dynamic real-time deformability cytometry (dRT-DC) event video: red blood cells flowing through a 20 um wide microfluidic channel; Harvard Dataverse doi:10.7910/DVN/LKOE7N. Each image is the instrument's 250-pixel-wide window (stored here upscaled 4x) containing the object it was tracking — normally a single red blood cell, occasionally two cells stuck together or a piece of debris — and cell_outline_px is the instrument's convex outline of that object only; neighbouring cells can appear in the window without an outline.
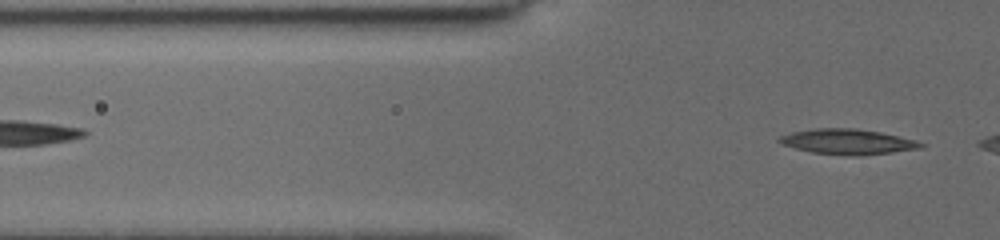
{"species": "common noctule bat (a hibernating species)", "species_latin": "Nyctalus noctula", "temperature_condition": "cold", "stored_images_in_passage": 4, "segment_of_instrument_passage": [2, 2], "camera_frame_rate_fps": 3000, "um_per_image_px": 0.085, "animal": {"sex": "female", "body_mass_g": 19.5, "forearm_length_mm": 54.1}, "frame": {"image": 1, "passage_image": 4, "time_ms": 2.667, "image_size_px": [1000, 240], "cell_outline_px": [[928, 144], [920, 148], [892, 152], [860, 156], [852, 156], [812, 152], [780, 144], [776, 140], [780, 136], [792, 132], [816, 128], [856, 128], [880, 132], [916, 140]], "centroid_in_image_um": [72.06, 12.04], "position_along_channel_um": 53.7, "area_um2": 20.87}}